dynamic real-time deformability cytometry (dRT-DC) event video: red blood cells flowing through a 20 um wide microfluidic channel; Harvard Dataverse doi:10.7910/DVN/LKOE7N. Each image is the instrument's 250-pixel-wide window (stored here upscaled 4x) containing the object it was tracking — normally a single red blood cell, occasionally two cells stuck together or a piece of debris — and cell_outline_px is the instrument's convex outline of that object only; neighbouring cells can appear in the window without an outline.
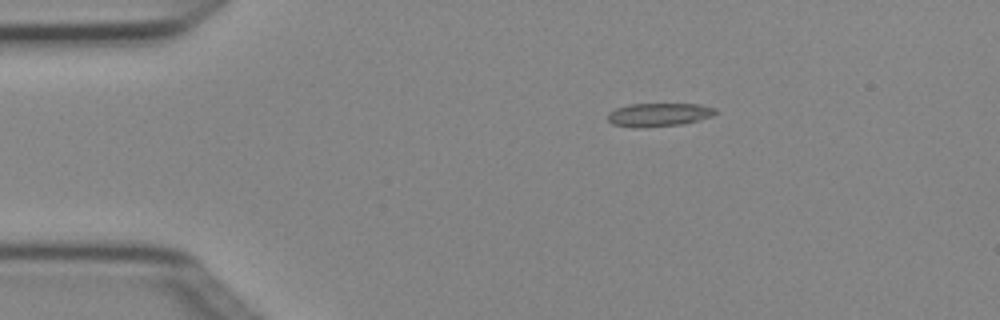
{"species": "Egyptian fruit bat (a non-hibernating species)", "species_latin": "Rousettus aegyptiacus", "temperature_condition": "cold", "stored_images_in_passage": 4, "camera_frame_rate_fps": 3000, "um_per_image_px": 0.085, "animal": {"sex": "female"}, "frame": {"image": 1, "passage_image": 2, "time_ms": 0.333, "image_size_px": [1000, 320], "cell_outline_px": [[716, 112], [712, 116], [700, 120], [684, 124], [644, 128], [636, 128], [612, 124], [608, 120], [608, 112], [616, 108], [628, 104], [700, 104], [716, 108]], "centroid_in_image_um": [55.99, 9.76], "position_along_channel_um": 29.0, "area_um2": 14.91}}
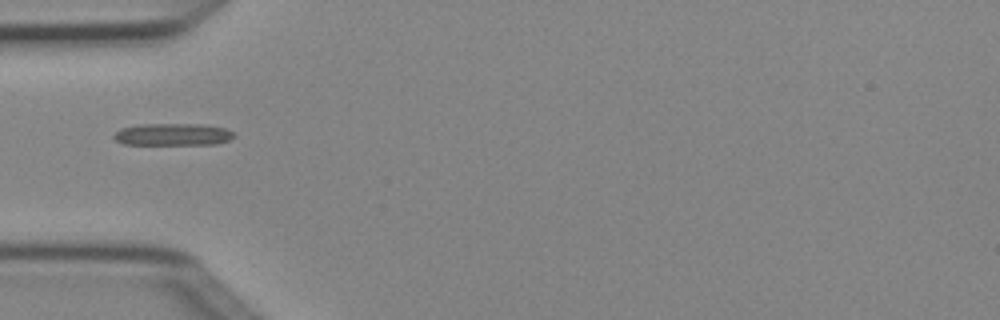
{"frame": {"image": 2, "passage_image": 4, "time_ms": 1.0, "image_size_px": [1000, 320], "cell_outline_px": [[236, 136], [228, 140], [216, 144], [124, 144], [116, 140], [112, 136], [120, 128], [140, 124], [200, 124], [224, 128], [232, 132]], "centroid_in_image_um": [14.67, 11.42], "position_along_channel_um": 70.3, "area_um2": 15.37}}